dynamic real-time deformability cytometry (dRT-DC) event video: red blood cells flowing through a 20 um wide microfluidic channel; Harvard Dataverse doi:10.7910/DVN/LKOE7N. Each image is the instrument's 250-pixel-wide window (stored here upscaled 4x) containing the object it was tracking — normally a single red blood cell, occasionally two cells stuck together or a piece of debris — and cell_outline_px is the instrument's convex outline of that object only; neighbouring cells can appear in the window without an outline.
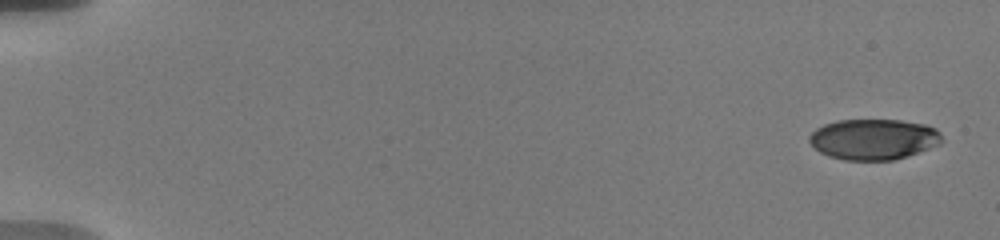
{"species": "human", "species_latin": "Homo sapiens", "temperature_condition": "warm", "stored_images_in_passage": 20, "camera_frame_rate_fps": 3000, "um_per_image_px": 0.085, "donor": {"sex": "male"}, "frame": {"image": 1, "passage_image": 1, "time_ms": 0.0, "image_size_px": [1000, 240], "cell_outline_px": [[944, 140], [940, 144], [908, 156], [892, 160], [844, 160], [828, 156], [820, 152], [808, 140], [808, 136], [816, 128], [824, 124], [836, 120], [900, 120], [924, 124], [936, 128], [940, 132]], "centroid_in_image_um": [74.26, 11.83], "position_along_channel_um": 10.7, "area_um2": 31.62}}
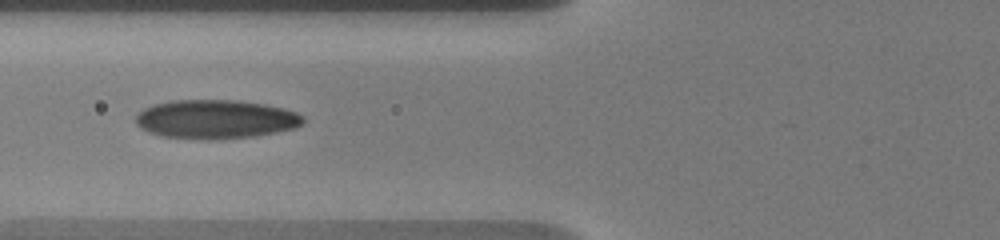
{"frame": {"image": 2, "passage_image": 15, "time_ms": 7.333, "image_size_px": [1000, 240], "cell_outline_px": [[304, 120], [296, 128], [256, 136], [208, 140], [160, 136], [148, 132], [140, 128], [136, 124], [136, 116], [144, 108], [152, 104], [172, 100], [240, 100], [264, 104], [284, 108], [296, 112], [304, 116]], "centroid_in_image_um": [18.32, 10.13], "position_along_channel_um": 107.5, "area_um2": 38.21}}
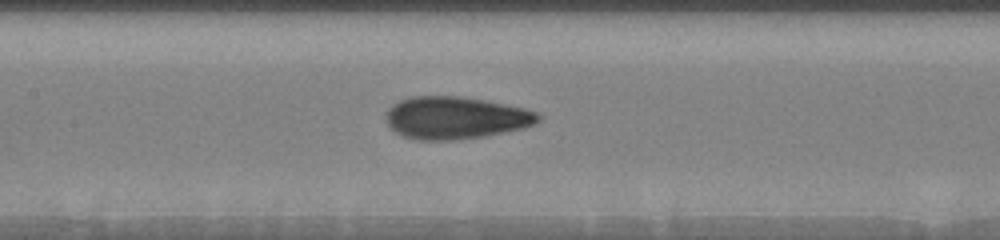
{"frame": {"image": 3, "passage_image": 20, "time_ms": 9.0, "image_size_px": [1000, 240], "cell_outline_px": [[540, 120], [536, 124], [524, 128], [484, 136], [452, 140], [416, 140], [400, 136], [388, 124], [384, 116], [388, 108], [392, 104], [400, 100], [412, 96], [460, 96], [484, 100], [524, 108], [540, 112]], "centroid_in_image_um": [38.71, 10.01], "position_along_channel_um": 168.7, "area_um2": 37.86}}